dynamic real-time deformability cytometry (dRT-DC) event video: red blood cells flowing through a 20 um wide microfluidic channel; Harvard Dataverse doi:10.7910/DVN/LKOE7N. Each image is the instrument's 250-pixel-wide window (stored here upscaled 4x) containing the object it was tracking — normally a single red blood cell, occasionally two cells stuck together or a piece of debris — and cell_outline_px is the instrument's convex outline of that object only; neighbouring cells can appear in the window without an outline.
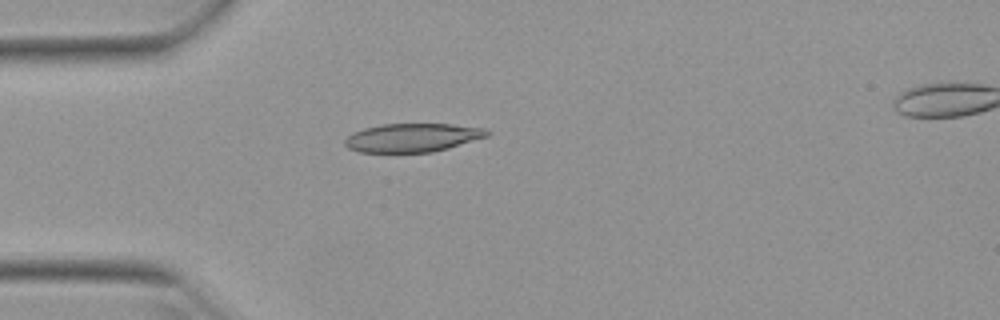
{"species": "Egyptian fruit bat (a non-hibernating species)", "species_latin": "Rousettus aegyptiacus", "temperature_condition": "warm", "stored_images_in_passage": 38, "camera_frame_rate_fps": 3000, "um_per_image_px": 0.085, "animal": {"sex": "female"}, "frame": {"image": 1, "passage_image": 1, "time_ms": 0.0, "image_size_px": [1000, 320], "cell_outline_px": [[492, 132], [488, 136], [448, 148], [432, 152], [360, 152], [348, 148], [344, 144], [344, 140], [352, 132], [364, 128], [380, 124], [452, 124], [488, 128]], "centroid_in_image_um": [35.08, 11.69], "position_along_channel_um": 49.9, "area_um2": 23.81}}
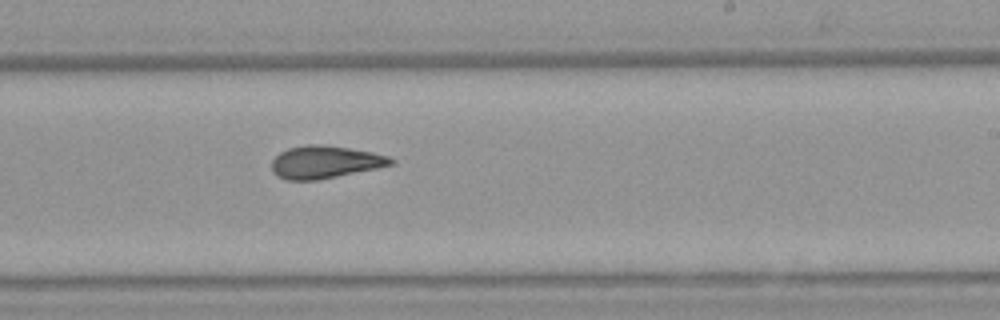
{"frame": {"image": 2, "passage_image": 18, "time_ms": 5.667, "image_size_px": [1000, 320], "cell_outline_px": [[396, 164], [316, 180], [284, 180], [276, 176], [272, 172], [272, 160], [280, 152], [288, 148], [308, 144], [320, 144], [348, 148], [372, 152], [388, 156], [396, 160]], "centroid_in_image_um": [27.61, 13.77], "position_along_channel_um": 261.4, "area_um2": 22.6}}
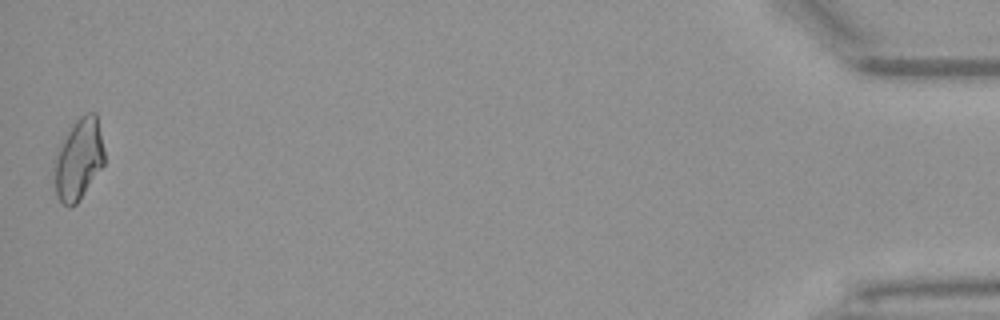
{"frame": {"image": 3, "passage_image": 38, "time_ms": 12.333, "image_size_px": [1000, 320], "cell_outline_px": [[104, 164], [76, 204], [68, 208], [56, 196], [52, 160], [56, 148], [60, 140], [76, 120], [80, 116], [88, 112], [96, 112], [104, 148]], "centroid_in_image_um": [6.63, 13.51], "position_along_channel_um": 428.6, "area_um2": 24.16}, "authors_computed_cell_mechanics": {"area_um2": 22.7443, "velocity_mm_per_s": 3.9383, "shape_relaxation_time_tau1_ms": 9.503, "shape_relaxation_time_tau2_ms": 2.1989, "deformation_change_tau1": 0.2211, "deformation_change_tau2": 0.0925}}